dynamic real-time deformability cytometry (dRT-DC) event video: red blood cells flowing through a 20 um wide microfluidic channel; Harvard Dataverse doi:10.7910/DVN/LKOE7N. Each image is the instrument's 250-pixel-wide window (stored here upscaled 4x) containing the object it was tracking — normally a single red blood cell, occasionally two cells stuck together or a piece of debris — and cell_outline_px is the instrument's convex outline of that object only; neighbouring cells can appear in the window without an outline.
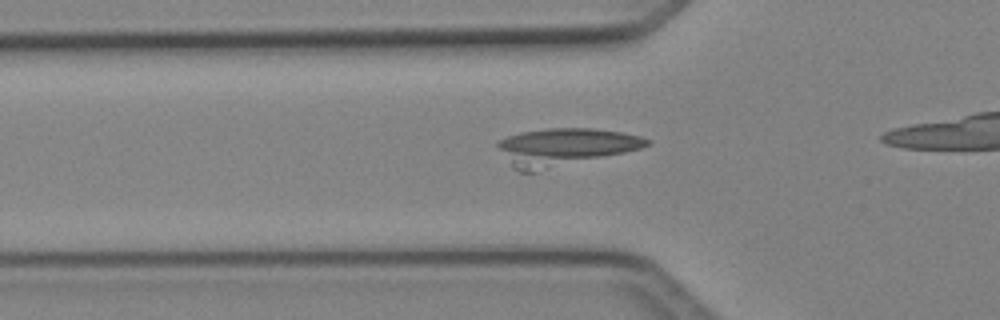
{"species": "Egyptian fruit bat (a non-hibernating species)", "species_latin": "Rousettus aegyptiacus", "temperature_condition": "cold", "stored_images_in_passage": 54, "camera_frame_rate_fps": 3000, "um_per_image_px": 0.085, "animal": {"sex": "female"}, "frame": {"image": 1, "passage_image": 19, "time_ms": 6.0, "image_size_px": [1000, 320], "cell_outline_px": [[652, 144], [640, 148], [624, 152], [536, 172], [520, 172], [512, 168], [496, 144], [500, 140], [508, 136], [520, 132], [548, 128], [592, 128], [620, 132], [640, 136], [652, 140]], "centroid_in_image_um": [47.98, 12.49], "position_along_channel_um": 77.8, "area_um2": 32.43}}
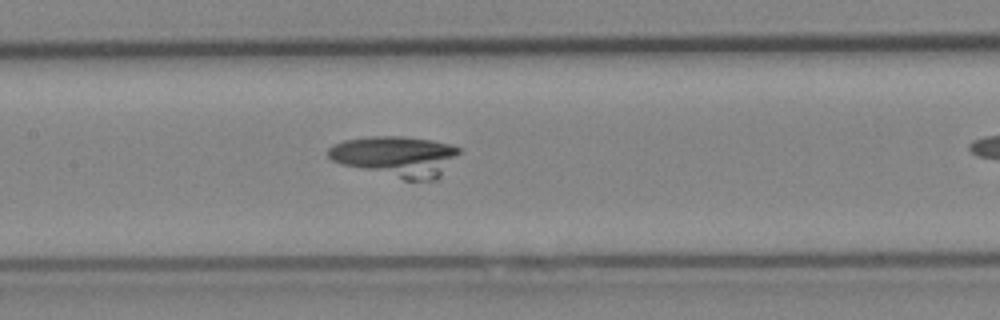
{"frame": {"image": 2, "passage_image": 26, "time_ms": 8.333, "image_size_px": [1000, 320], "cell_outline_px": [[460, 152], [440, 176], [436, 180], [404, 180], [344, 164], [332, 160], [328, 156], [328, 148], [332, 144], [344, 140], [372, 136], [400, 136], [432, 140], [452, 144], [460, 148]], "centroid_in_image_um": [33.68, 13.27], "position_along_channel_um": 173.7, "area_um2": 30.81}}
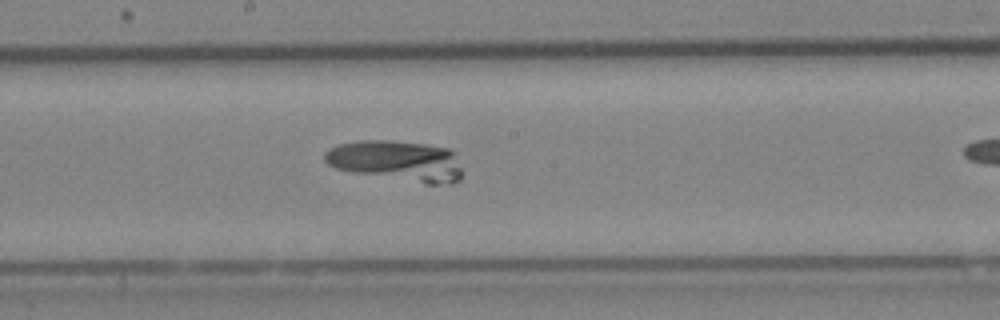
{"frame": {"image": 3, "passage_image": 29, "time_ms": 9.333, "image_size_px": [1000, 320], "cell_outline_px": [[460, 180], [452, 184], [424, 184], [352, 172], [336, 168], [328, 164], [324, 160], [324, 152], [328, 148], [340, 144], [360, 140], [392, 140], [424, 144], [452, 148], [456, 152], [460, 168]], "centroid_in_image_um": [33.74, 13.67], "position_along_channel_um": 214.5, "area_um2": 33.06}}